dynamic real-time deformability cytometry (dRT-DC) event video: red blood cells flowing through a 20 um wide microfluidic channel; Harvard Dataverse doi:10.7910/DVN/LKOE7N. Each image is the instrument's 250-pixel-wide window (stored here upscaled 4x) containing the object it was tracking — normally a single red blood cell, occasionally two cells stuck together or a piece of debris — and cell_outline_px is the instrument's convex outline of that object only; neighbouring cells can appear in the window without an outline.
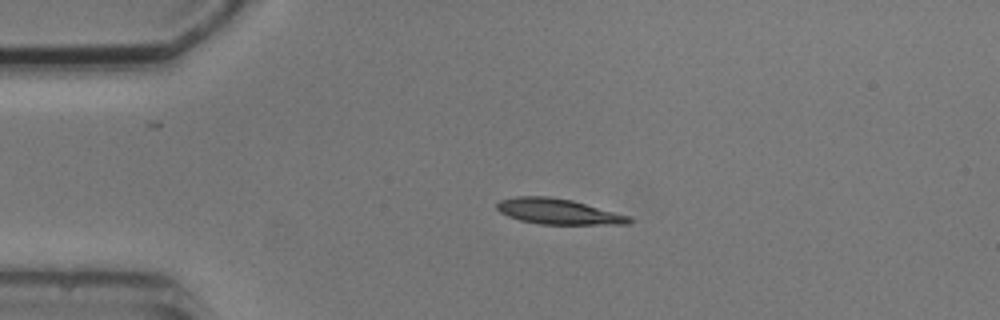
{"species": "common noctule bat (a hibernating species)", "species_latin": "Nyctalus noctula", "temperature_condition": "cold", "stored_images_in_passage": 4, "camera_frame_rate_fps": 3000, "um_per_image_px": 0.085, "animal": {"sex": "male", "body_mass_g": 20.5, "forearm_length_mm": 52.5}, "frame": {"image": 1, "passage_image": 3, "time_ms": 2.0, "image_size_px": [1000, 320], "cell_outline_px": [[632, 220], [628, 224], [540, 224], [520, 220], [508, 216], [500, 212], [496, 208], [496, 204], [500, 200], [516, 196], [552, 196], [572, 200], [628, 216]], "centroid_in_image_um": [47.38, 17.97], "position_along_channel_um": 37.6, "area_um2": 19.48}}